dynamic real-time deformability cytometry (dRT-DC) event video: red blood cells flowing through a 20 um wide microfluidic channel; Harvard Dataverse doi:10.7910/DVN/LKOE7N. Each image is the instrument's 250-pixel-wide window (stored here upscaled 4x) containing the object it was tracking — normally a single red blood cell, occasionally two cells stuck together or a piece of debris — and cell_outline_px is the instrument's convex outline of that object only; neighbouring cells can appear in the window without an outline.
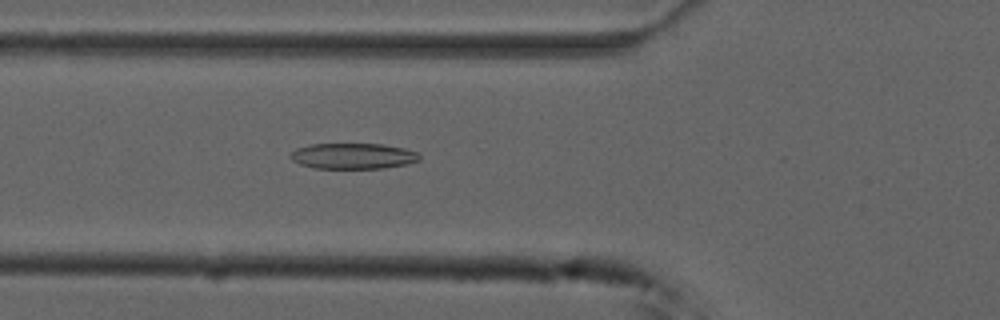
{"species": "common noctule bat (a hibernating species)", "species_latin": "Nyctalus noctula", "temperature_condition": "cold", "stored_images_in_passage": 46, "camera_frame_rate_fps": 3000, "um_per_image_px": 0.085, "animal": {"sex": "male", "forearm_length_mm": 52.5}, "frame": {"image": 1, "passage_image": 19, "time_ms": 6.0, "image_size_px": [1000, 320], "cell_outline_px": [[420, 160], [404, 164], [384, 168], [316, 168], [300, 164], [292, 160], [288, 156], [296, 148], [312, 144], [384, 144], [404, 148], [416, 152], [420, 156]], "centroid_in_image_um": [29.99, 13.26], "position_along_channel_um": 95.8, "area_um2": 19.25}}
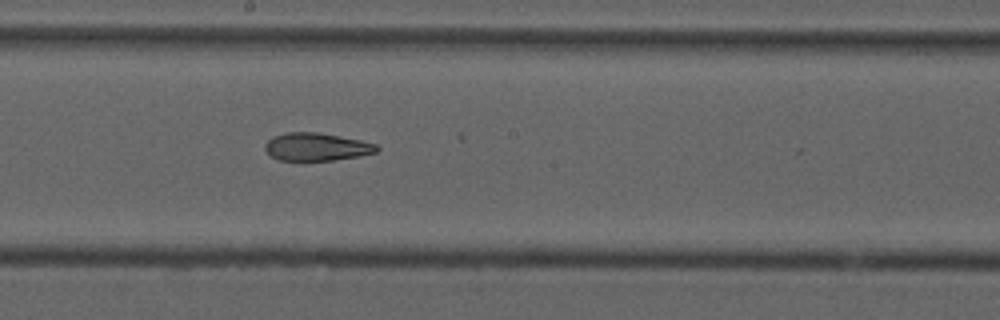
{"frame": {"image": 2, "passage_image": 29, "time_ms": 9.333, "image_size_px": [1000, 320], "cell_outline_px": [[380, 148], [376, 152], [360, 156], [332, 160], [280, 160], [272, 156], [264, 148], [264, 144], [272, 136], [288, 132], [316, 132], [360, 140], [376, 144]], "centroid_in_image_um": [26.9, 12.48], "position_along_channel_um": 221.3, "area_um2": 17.98}}
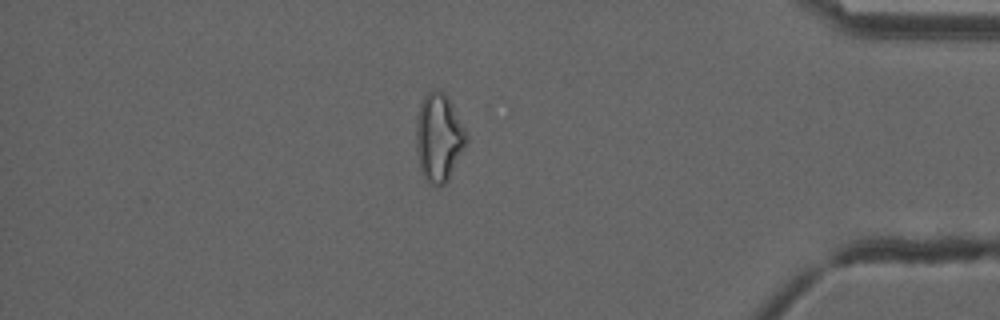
{"frame": {"image": 3, "passage_image": 46, "time_ms": 15.0, "image_size_px": [1000, 320], "cell_outline_px": [[468, 140], [448, 180], [440, 188], [424, 180], [420, 172], [416, 152], [416, 120], [420, 104], [424, 96], [428, 92], [444, 92], [448, 96], [468, 136]], "centroid_in_image_um": [37.27, 11.74], "position_along_channel_um": 397.9, "area_um2": 25.84}, "authors_computed_cell_mechanics": {"area_um2": 20.5479, "velocity_mm_per_s": 3.7503, "shape_relaxation_time_tau1_ms": null, "shape_relaxation_time_tau2_ms": 4.1763, "deformation_change_tau1": null, "deformation_change_tau2": 0.1307}}